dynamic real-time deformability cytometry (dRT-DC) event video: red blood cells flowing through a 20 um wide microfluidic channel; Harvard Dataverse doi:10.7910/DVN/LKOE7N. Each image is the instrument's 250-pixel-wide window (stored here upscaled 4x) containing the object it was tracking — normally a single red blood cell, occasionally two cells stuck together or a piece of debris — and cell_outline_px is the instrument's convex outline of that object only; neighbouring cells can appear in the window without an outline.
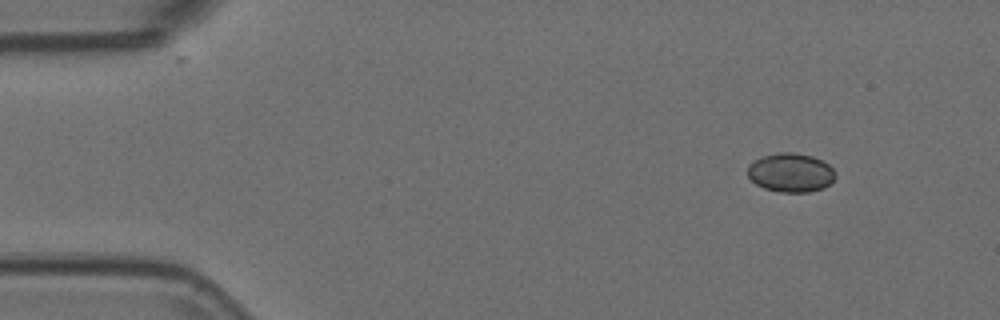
{"species": "Egyptian fruit bat (a non-hibernating species)", "species_latin": "Rousettus aegyptiacus", "temperature_condition": "room temperature", "stored_images_in_passage": 5, "camera_frame_rate_fps": 3000, "um_per_image_px": 0.085, "animal": {"sex": "female"}, "frame": {"image": 1, "passage_image": 1, "time_ms": 0.0, "image_size_px": [1000, 320], "cell_outline_px": [[836, 176], [824, 188], [808, 192], [780, 192], [764, 188], [756, 184], [748, 176], [748, 164], [752, 160], [776, 152], [792, 152], [812, 156], [828, 164], [836, 172]], "centroid_in_image_um": [67.19, 14.67], "position_along_channel_um": 17.8, "area_um2": 19.94}}
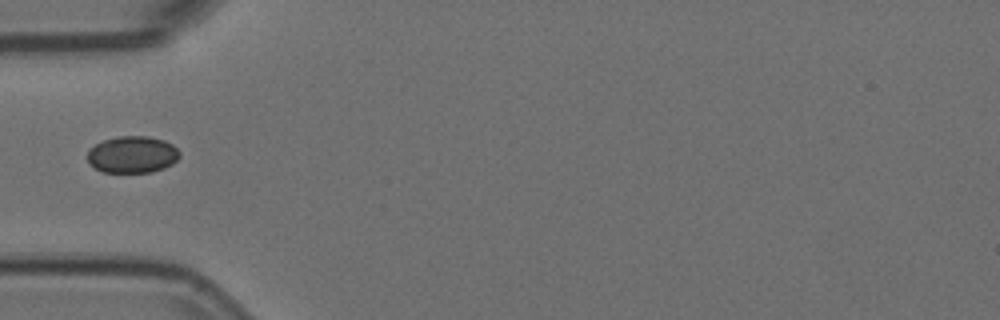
{"frame": {"image": 2, "passage_image": 4, "time_ms": 1.0, "image_size_px": [1000, 320], "cell_outline_px": [[180, 156], [172, 164], [164, 168], [152, 172], [104, 172], [88, 164], [88, 152], [96, 144], [104, 140], [116, 136], [148, 136], [164, 140], [172, 144], [180, 152]], "centroid_in_image_um": [11.27, 13.13], "position_along_channel_um": 73.7, "area_um2": 19.77}}
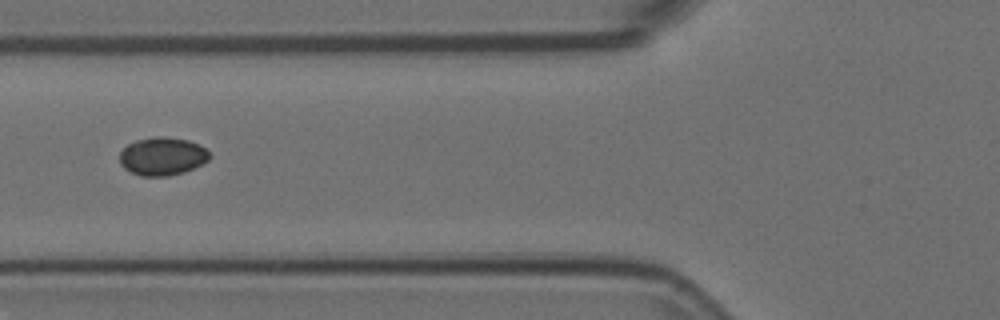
{"frame": {"image": 3, "passage_image": 5, "time_ms": 1.333, "image_size_px": [1000, 320], "cell_outline_px": [[212, 156], [208, 160], [184, 172], [168, 176], [140, 176], [124, 168], [120, 164], [120, 152], [128, 144], [136, 140], [156, 136], [160, 136], [188, 140], [204, 148]], "centroid_in_image_um": [13.78, 13.29], "position_along_channel_um": 112.0, "area_um2": 19.77}}